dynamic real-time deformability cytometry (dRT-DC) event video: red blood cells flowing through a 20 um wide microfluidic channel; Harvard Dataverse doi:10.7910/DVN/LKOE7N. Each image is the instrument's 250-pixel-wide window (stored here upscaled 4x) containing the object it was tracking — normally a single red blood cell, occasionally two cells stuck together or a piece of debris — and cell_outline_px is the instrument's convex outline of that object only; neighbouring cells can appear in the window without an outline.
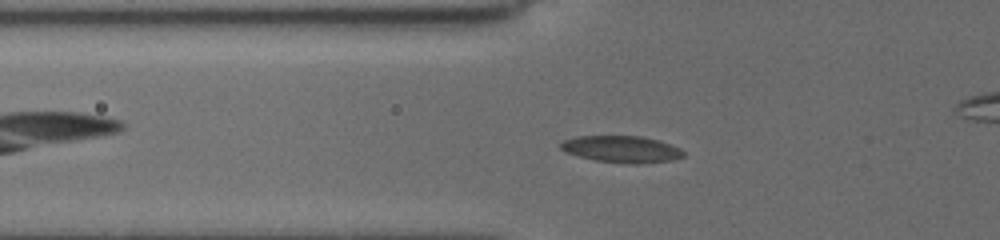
{"species": "common noctule bat (a hibernating species)", "species_latin": "Nyctalus noctula", "temperature_condition": "cold", "stored_images_in_passage": 48, "segment_of_instrument_passage": [1, 2], "camera_frame_rate_fps": 3000, "um_per_image_px": 0.085, "animal": {"sex": "female", "body_mass_g": 19.5, "forearm_length_mm": 54.1}, "frame": {"image": 1, "passage_image": 12, "time_ms": 3.667, "image_size_px": [1000, 240], "cell_outline_px": [[684, 156], [672, 160], [636, 164], [632, 164], [596, 160], [564, 152], [560, 148], [560, 144], [564, 140], [576, 136], [640, 136], [660, 140], [680, 148], [684, 152]], "centroid_in_image_um": [52.84, 12.67], "position_along_channel_um": 73.0, "area_um2": 19.07}}
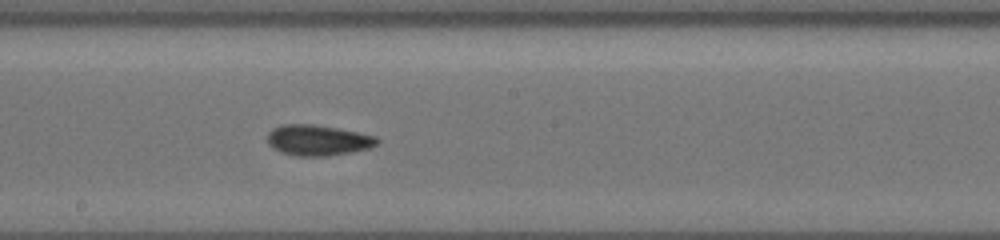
{"frame": {"image": 2, "passage_image": 24, "time_ms": 7.667, "image_size_px": [1000, 240], "cell_outline_px": [[380, 144], [368, 148], [352, 152], [328, 156], [292, 156], [280, 152], [272, 148], [268, 144], [268, 132], [272, 128], [284, 124], [312, 124], [336, 128], [376, 136], [380, 140]], "centroid_in_image_um": [27.01, 11.93], "position_along_channel_um": 221.2, "area_um2": 19.77}}
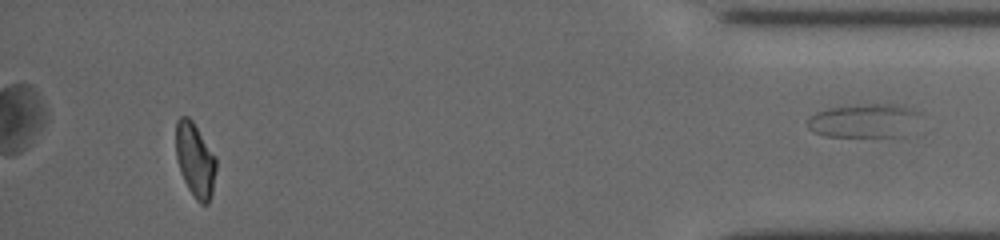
{"frame": {"image": 3, "passage_image": 44, "time_ms": 14.333, "image_size_px": [1000, 240], "cell_outline_px": [[216, 168], [212, 192], [208, 204], [200, 204], [196, 200], [188, 188], [180, 172], [176, 156], [176, 120], [180, 116], [188, 116], [192, 120], [216, 156]], "centroid_in_image_um": [16.58, 13.59], "position_along_channel_um": 418.6, "area_um2": 17.46}}